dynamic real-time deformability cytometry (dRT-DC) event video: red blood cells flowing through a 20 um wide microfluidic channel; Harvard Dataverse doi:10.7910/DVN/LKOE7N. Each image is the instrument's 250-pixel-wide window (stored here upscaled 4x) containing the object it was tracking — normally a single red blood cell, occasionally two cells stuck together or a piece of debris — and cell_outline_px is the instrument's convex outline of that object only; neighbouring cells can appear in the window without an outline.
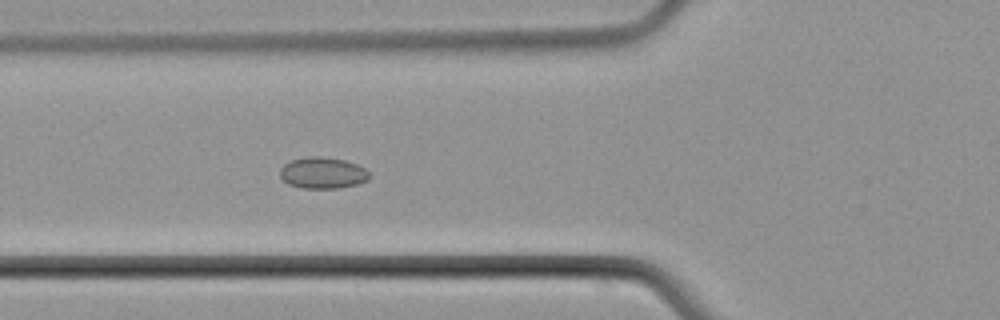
{"species": "common noctule bat (a hibernating species)", "species_latin": "Nyctalus noctula", "temperature_condition": "cold", "stored_images_in_passage": 7, "camera_frame_rate_fps": 3000, "um_per_image_px": 0.085, "animal": {"sex": "male", "body_mass_g": 21.5, "forearm_length_mm": 52.0}, "frame": {"image": 1, "passage_image": 7, "time_ms": 7.333, "image_size_px": [1000, 320], "cell_outline_px": [[368, 180], [356, 184], [340, 188], [304, 188], [288, 184], [280, 176], [280, 168], [284, 164], [292, 160], [308, 156], [320, 156], [344, 160], [356, 164], [364, 168], [368, 172]], "centroid_in_image_um": [27.41, 14.69], "position_along_channel_um": 98.4, "area_um2": 16.18}}